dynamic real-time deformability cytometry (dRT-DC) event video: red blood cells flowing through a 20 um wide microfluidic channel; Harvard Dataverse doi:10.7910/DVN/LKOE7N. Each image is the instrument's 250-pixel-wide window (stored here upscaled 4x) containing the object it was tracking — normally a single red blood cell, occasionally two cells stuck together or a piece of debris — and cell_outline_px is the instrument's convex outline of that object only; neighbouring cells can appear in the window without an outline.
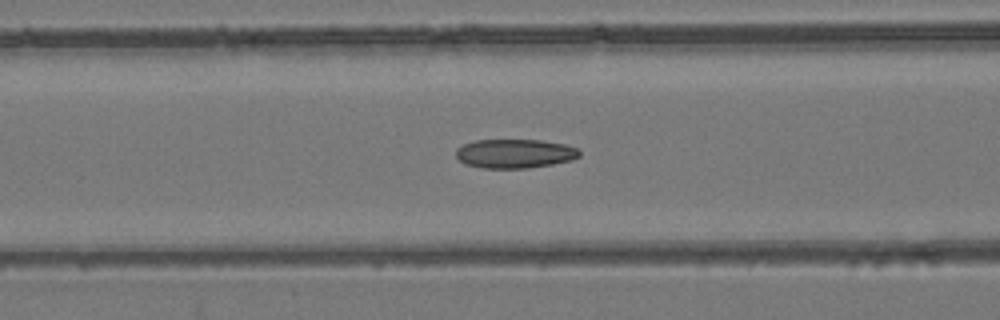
{"species": "common noctule bat (a hibernating species)", "species_latin": "Nyctalus noctula", "temperature_condition": "room temperature", "stored_images_in_passage": 44, "camera_frame_rate_fps": 3000, "um_per_image_px": 0.085, "animal": {"sex": "female", "body_mass_g": 24.6, "forearm_length_mm": 56.2}, "frame": {"image": 1, "passage_image": 11, "time_ms": 3.333, "image_size_px": [1000, 320], "cell_outline_px": [[580, 156], [572, 160], [552, 164], [528, 168], [484, 168], [464, 164], [456, 156], [456, 148], [464, 144], [476, 140], [540, 140], [564, 144], [576, 148], [580, 152]], "centroid_in_image_um": [43.74, 13.06], "position_along_channel_um": 122.9, "area_um2": 20.87}}
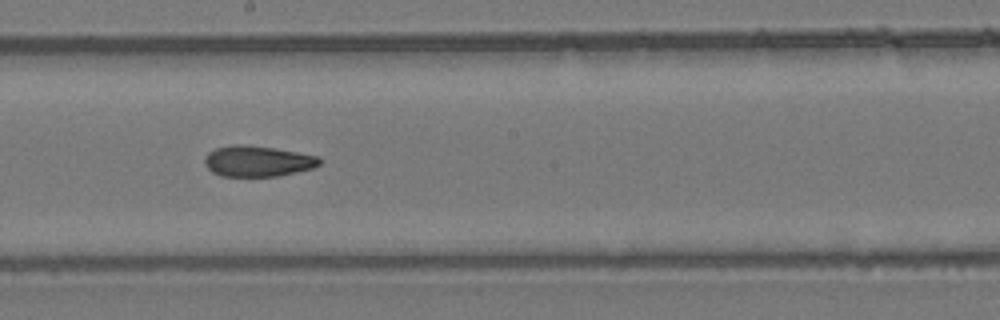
{"frame": {"image": 2, "passage_image": 19, "time_ms": 6.0, "image_size_px": [1000, 320], "cell_outline_px": [[320, 164], [312, 168], [296, 172], [276, 176], [220, 176], [212, 172], [204, 164], [204, 160], [208, 152], [216, 148], [232, 144], [236, 144], [272, 148], [320, 156]], "centroid_in_image_um": [21.87, 13.7], "position_along_channel_um": 226.3, "area_um2": 20.46}}
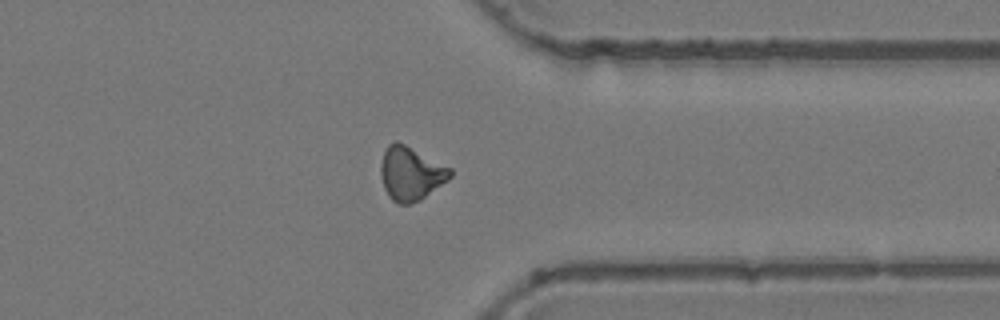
{"frame": {"image": 3, "passage_image": 31, "time_ms": 10.0, "image_size_px": [1000, 320], "cell_outline_px": [[452, 176], [448, 180], [420, 200], [408, 204], [396, 204], [388, 196], [384, 188], [380, 176], [380, 164], [384, 152], [388, 144], [396, 140], [452, 168]], "centroid_in_image_um": [34.9, 14.75], "position_along_channel_um": 376.5, "area_um2": 21.79}, "authors_computed_cell_mechanics": {"area_um2": 20.8947, "velocity_mm_per_s": 3.8749, "shape_relaxation_time_tau1_ms": null, "shape_relaxation_time_tau2_ms": 2.6452, "deformation_change_tau1": null, "deformation_change_tau2": 0.0922}}